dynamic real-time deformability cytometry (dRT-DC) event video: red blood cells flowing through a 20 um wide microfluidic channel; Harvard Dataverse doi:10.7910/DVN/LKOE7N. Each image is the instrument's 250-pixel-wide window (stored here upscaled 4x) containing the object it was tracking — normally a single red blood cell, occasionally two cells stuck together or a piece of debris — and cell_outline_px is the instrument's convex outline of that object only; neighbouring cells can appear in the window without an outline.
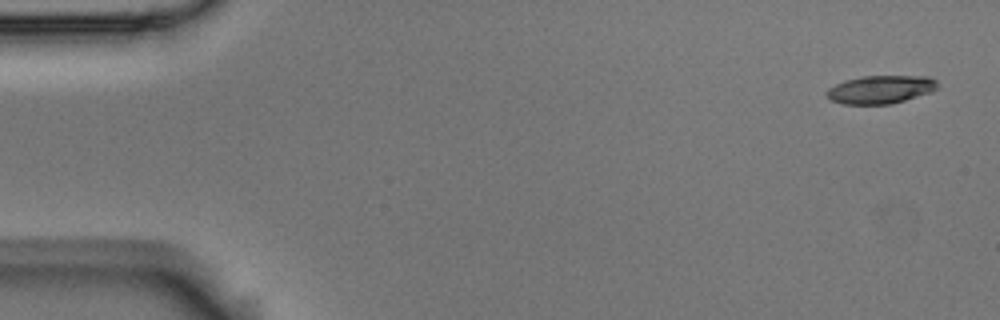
{"species": "Egyptian fruit bat (a non-hibernating species)", "species_latin": "Rousettus aegyptiacus", "temperature_condition": "room temperature", "stored_images_in_passage": 4, "camera_frame_rate_fps": 3000, "um_per_image_px": 0.085, "animal": {"sex": "male"}, "frame": {"image": 1, "passage_image": 1, "time_ms": 0.0, "image_size_px": [1000, 320], "cell_outline_px": [[936, 88], [932, 92], [892, 104], [844, 104], [832, 100], [824, 92], [828, 88], [844, 80], [860, 76], [928, 76], [936, 80]], "centroid_in_image_um": [74.84, 7.6], "position_along_channel_um": 10.2, "area_um2": 18.21}}
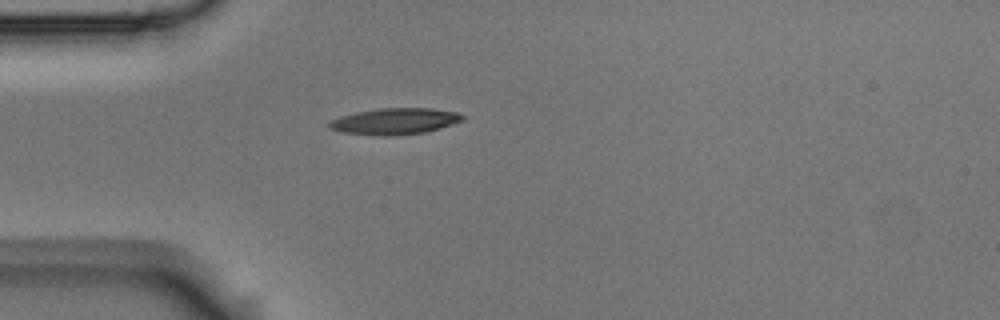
{"frame": {"image": 2, "passage_image": 4, "time_ms": 1.0, "image_size_px": [1000, 320], "cell_outline_px": [[464, 120], [440, 128], [424, 132], [380, 136], [344, 132], [328, 128], [328, 124], [332, 120], [340, 116], [356, 112], [380, 108], [432, 108], [456, 112], [464, 116]], "centroid_in_image_um": [33.56, 10.29], "position_along_channel_um": 51.4, "area_um2": 20.17}}